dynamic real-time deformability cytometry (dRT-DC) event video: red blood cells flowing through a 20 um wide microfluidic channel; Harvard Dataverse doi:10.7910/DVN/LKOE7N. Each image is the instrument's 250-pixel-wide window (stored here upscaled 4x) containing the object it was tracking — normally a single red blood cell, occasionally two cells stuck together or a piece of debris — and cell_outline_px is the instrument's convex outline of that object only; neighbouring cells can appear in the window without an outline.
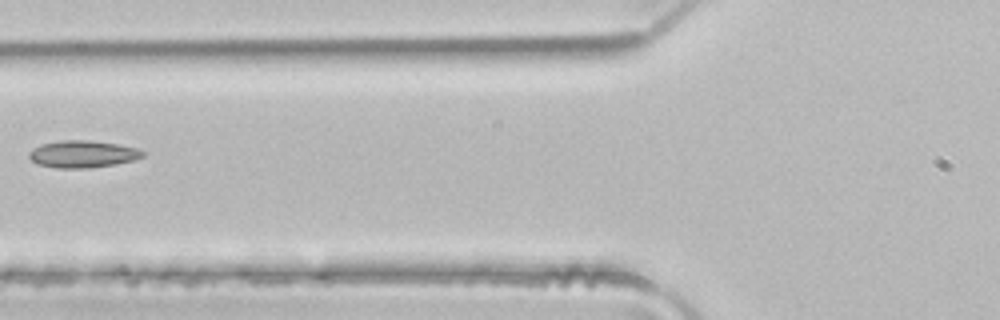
{"species": "common noctule bat (a hibernating species)", "species_latin": "Nyctalus noctula", "temperature_condition": "room temperature", "stored_images_in_passage": 4, "camera_frame_rate_fps": 3000, "um_per_image_px": 0.085, "animal": {"sex": "male", "body_mass_g": 21.5, "forearm_length_mm": 52.0}, "frame": {"image": 1, "passage_image": 4, "time_ms": 1.0, "image_size_px": [1000, 320], "cell_outline_px": [[144, 156], [132, 160], [116, 164], [88, 168], [56, 168], [36, 164], [28, 156], [28, 152], [32, 148], [40, 144], [60, 140], [88, 140], [120, 144], [140, 148], [144, 152]], "centroid_in_image_um": [7.01, 13.09], "position_along_channel_um": 118.8, "area_um2": 18.21}}